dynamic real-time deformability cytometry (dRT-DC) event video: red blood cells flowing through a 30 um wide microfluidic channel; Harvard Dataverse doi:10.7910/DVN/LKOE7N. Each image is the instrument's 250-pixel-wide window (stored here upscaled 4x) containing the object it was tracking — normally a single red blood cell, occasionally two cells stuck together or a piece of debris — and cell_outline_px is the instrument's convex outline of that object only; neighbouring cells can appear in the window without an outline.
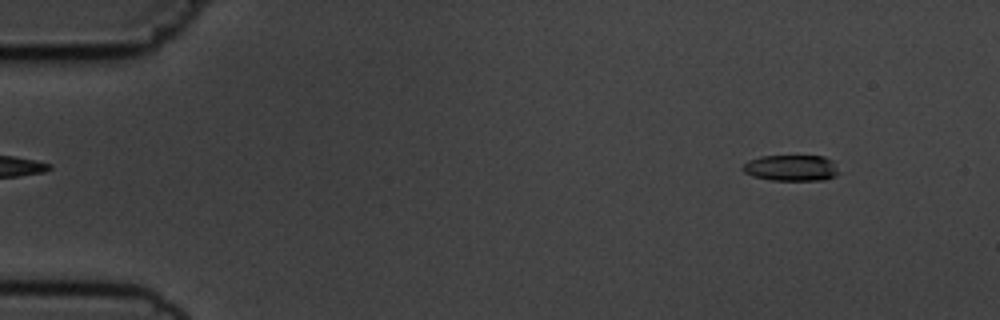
{"species": "common noctule bat (a hibernating species)", "species_latin": "Nyctalus noctula", "temperature_condition": "cold", "stored_images_in_passage": 5, "camera_frame_rate_fps": 3000, "um_per_image_px": 0.085, "animal": {"sex": "male", "body_mass_g": 19.5, "forearm_length_mm": 54.6}, "frame": {"image": 1, "passage_image": 1, "time_ms": 0.0, "image_size_px": [1000, 320], "cell_outline_px": [[840, 172], [836, 176], [824, 180], [772, 180], [752, 176], [744, 172], [740, 168], [748, 160], [760, 156], [824, 156], [832, 160]], "centroid_in_image_um": [67.26, 14.27], "position_along_channel_um": 17.7, "area_um2": 14.74}}